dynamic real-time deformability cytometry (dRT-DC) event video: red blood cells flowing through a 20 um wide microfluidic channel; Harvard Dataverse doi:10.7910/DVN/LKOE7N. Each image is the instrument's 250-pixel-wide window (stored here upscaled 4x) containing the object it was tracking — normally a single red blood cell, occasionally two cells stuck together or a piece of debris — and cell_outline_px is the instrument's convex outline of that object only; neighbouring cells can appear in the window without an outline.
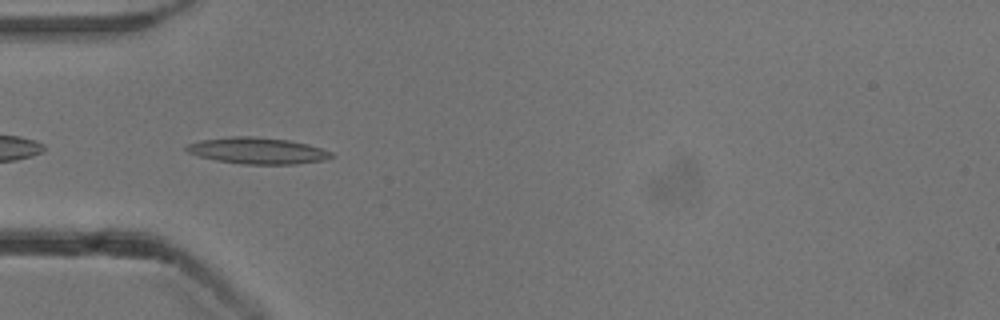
{"species": "common noctule bat (a hibernating species)", "species_latin": "Nyctalus noctula", "temperature_condition": "cold", "stored_images_in_passage": 39, "camera_frame_rate_fps": 3000, "um_per_image_px": 0.085, "animal": {"sex": "male", "body_mass_g": 13.3}, "frame": {"image": 1, "passage_image": 2, "time_ms": 0.333, "image_size_px": [1000, 320], "cell_outline_px": [[332, 156], [324, 160], [296, 164], [244, 164], [216, 160], [200, 156], [188, 152], [184, 148], [188, 144], [204, 140], [232, 136], [252, 136], [288, 140], [308, 144], [332, 152]], "centroid_in_image_um": [21.9, 12.81], "position_along_channel_um": 63.1, "area_um2": 21.96}}
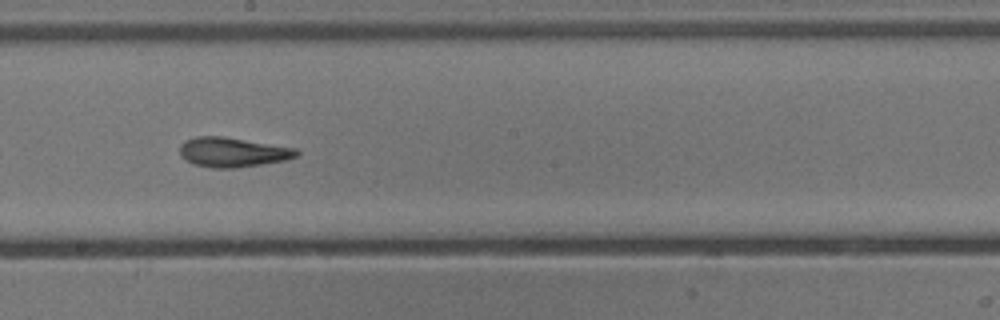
{"frame": {"image": 2, "passage_image": 15, "time_ms": 4.667, "image_size_px": [1000, 320], "cell_outline_px": [[300, 152], [296, 156], [288, 160], [264, 164], [236, 168], [212, 168], [192, 164], [180, 156], [180, 144], [184, 140], [196, 136], [224, 136], [296, 148]], "centroid_in_image_um": [19.77, 12.94], "position_along_channel_um": 228.4, "area_um2": 20.46}}
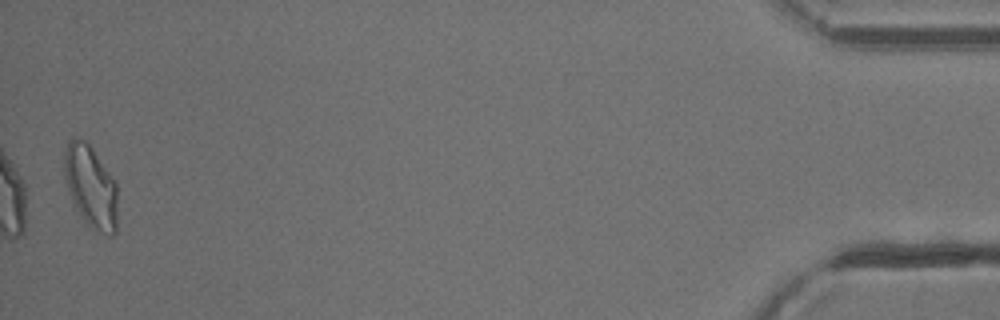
{"frame": {"image": 3, "passage_image": 38, "time_ms": 12.333, "image_size_px": [1000, 320], "cell_outline_px": [[116, 232], [112, 236], [108, 236], [92, 228], [84, 220], [72, 204], [68, 192], [64, 176], [64, 152], [68, 140], [72, 136], [84, 140], [92, 148], [116, 180]], "centroid_in_image_um": [7.69, 15.84], "position_along_channel_um": 427.5, "area_um2": 25.84}, "authors_computed_cell_mechanics": {"area_um2": 19.8254, "velocity_mm_per_s": 3.8382, "shape_relaxation_time_tau1_ms": 5.4704, "shape_relaxation_time_tau2_ms": 3.0215, "deformation_change_tau1": 0.1804, "deformation_change_tau2": 0.127}}